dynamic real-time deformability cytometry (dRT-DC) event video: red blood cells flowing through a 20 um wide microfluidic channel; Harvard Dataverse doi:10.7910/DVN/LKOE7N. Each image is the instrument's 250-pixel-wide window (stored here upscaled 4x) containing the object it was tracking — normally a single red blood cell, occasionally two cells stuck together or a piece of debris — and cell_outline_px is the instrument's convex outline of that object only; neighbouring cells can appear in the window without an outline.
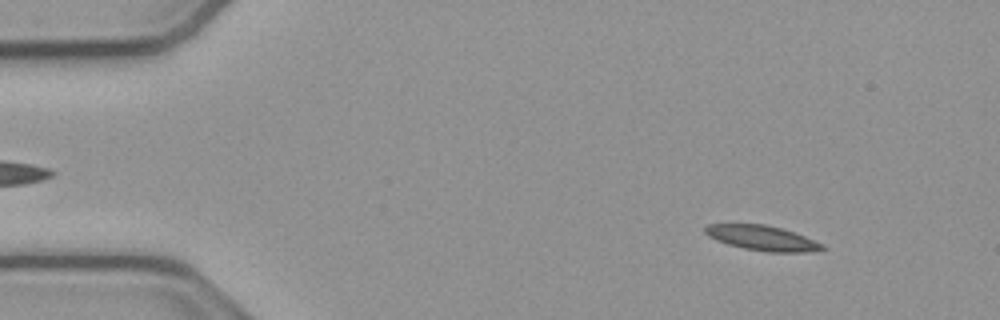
{"species": "common noctule bat (a hibernating species)", "species_latin": "Nyctalus noctula", "temperature_condition": "cold", "stored_images_in_passage": 53, "camera_frame_rate_fps": 3000, "um_per_image_px": 0.085, "animal": {"sex": "male", "body_mass_g": 23.1, "forearm_length_mm": 52.7}, "frame": {"image": 1, "passage_image": 6, "time_ms": 1.667, "image_size_px": [1000, 320], "cell_outline_px": [[828, 248], [808, 252], [768, 252], [744, 248], [728, 244], [716, 240], [708, 236], [704, 232], [704, 228], [708, 224], [764, 224], [780, 228], [804, 236], [824, 244]], "centroid_in_image_um": [64.79, 20.23], "position_along_channel_um": 20.2, "area_um2": 16.94}}
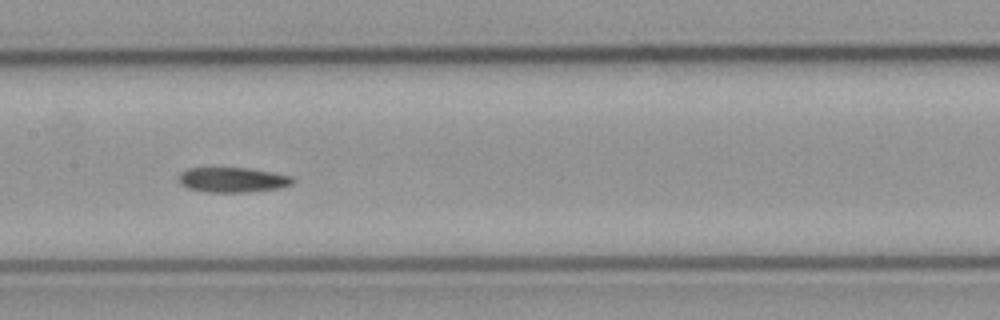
{"frame": {"image": 2, "passage_image": 26, "time_ms": 8.333, "image_size_px": [1000, 320], "cell_outline_px": [[296, 180], [292, 184], [280, 188], [248, 192], [204, 192], [188, 188], [180, 184], [180, 172], [188, 168], [248, 168], [272, 172], [292, 176]], "centroid_in_image_um": [19.8, 15.29], "position_along_channel_um": 187.6, "area_um2": 16.65}}
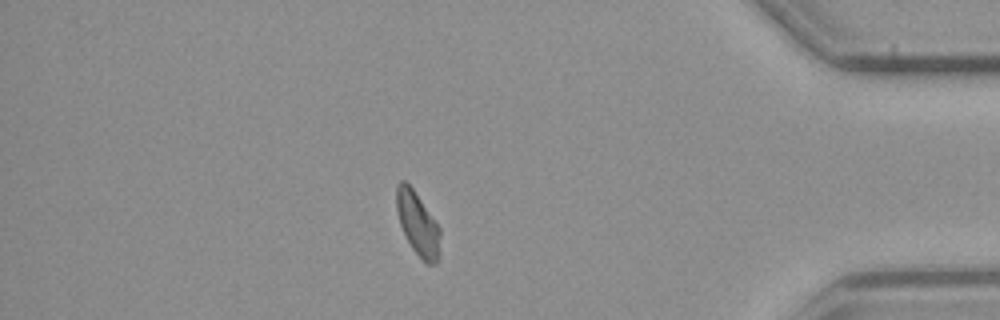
{"frame": {"image": 3, "passage_image": 46, "time_ms": 15.0, "image_size_px": [1000, 320], "cell_outline_px": [[440, 236], [436, 264], [428, 264], [412, 248], [400, 224], [396, 208], [396, 184], [400, 180], [404, 180], [412, 188], [440, 228]], "centroid_in_image_um": [35.48, 18.97], "position_along_channel_um": 399.7, "area_um2": 15.61}, "authors_computed_cell_mechanics": {"area_um2": 16.9354, "velocity_mm_per_s": 3.8055, "shape_relaxation_time_tau1_ms": 8.9221, "shape_relaxation_time_tau2_ms": 6.7541, "deformation_change_tau1": 0.2063, "deformation_change_tau2": 0.1308}}